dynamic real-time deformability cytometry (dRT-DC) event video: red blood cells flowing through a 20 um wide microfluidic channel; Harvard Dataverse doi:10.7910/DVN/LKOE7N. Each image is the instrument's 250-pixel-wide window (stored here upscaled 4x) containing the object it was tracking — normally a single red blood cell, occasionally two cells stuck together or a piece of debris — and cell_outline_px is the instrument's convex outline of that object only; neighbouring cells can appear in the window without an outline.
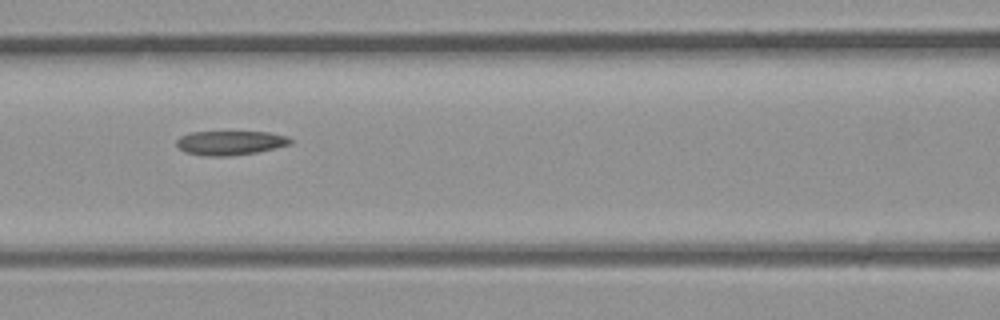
{"species": "common noctule bat (a hibernating species)", "species_latin": "Nyctalus noctula", "temperature_condition": "room temperature", "stored_images_in_passage": 5, "camera_frame_rate_fps": 3000, "um_per_image_px": 0.085, "animal": {"sex": "male", "body_mass_g": 23.1, "forearm_length_mm": 52.7}, "frame": {"image": 1, "passage_image": 5, "time_ms": 1.333, "image_size_px": [1000, 320], "cell_outline_px": [[292, 144], [276, 148], [256, 152], [228, 156], [208, 156], [184, 152], [176, 144], [176, 140], [180, 136], [192, 132], [268, 132], [288, 136], [292, 140]], "centroid_in_image_um": [19.59, 12.14], "position_along_channel_um": 147.0, "area_um2": 16.07}}